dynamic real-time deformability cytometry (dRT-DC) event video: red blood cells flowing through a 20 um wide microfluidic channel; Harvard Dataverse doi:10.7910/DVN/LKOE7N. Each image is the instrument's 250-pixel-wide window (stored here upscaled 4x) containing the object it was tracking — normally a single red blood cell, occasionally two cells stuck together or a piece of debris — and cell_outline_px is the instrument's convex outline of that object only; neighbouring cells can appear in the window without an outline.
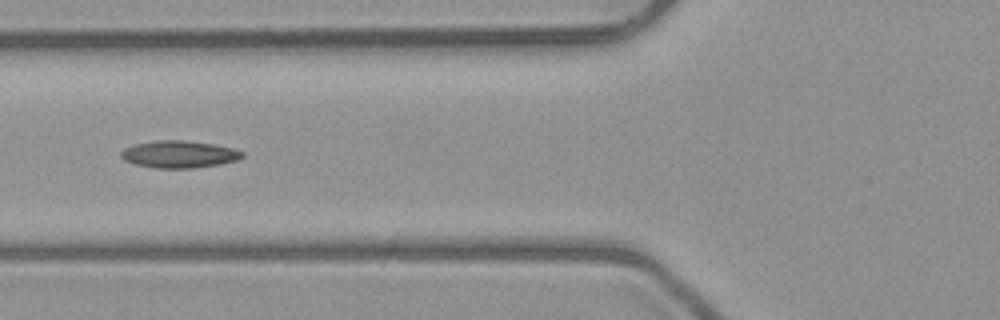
{"species": "common noctule bat (a hibernating species)", "species_latin": "Nyctalus noctula", "temperature_condition": "room temperature", "stored_images_in_passage": 5, "camera_frame_rate_fps": 3000, "um_per_image_px": 0.085, "animal": {"sex": "male", "body_mass_g": 23.1, "forearm_length_mm": 52.7}, "frame": {"image": 1, "passage_image": 5, "time_ms": 5.333, "image_size_px": [1000, 320], "cell_outline_px": [[244, 156], [236, 160], [220, 164], [192, 168], [156, 168], [136, 164], [124, 160], [120, 156], [120, 152], [124, 148], [136, 144], [156, 140], [184, 140], [212, 144], [232, 148], [244, 152]], "centroid_in_image_um": [15.21, 13.11], "position_along_channel_um": 110.6, "area_um2": 19.07}}